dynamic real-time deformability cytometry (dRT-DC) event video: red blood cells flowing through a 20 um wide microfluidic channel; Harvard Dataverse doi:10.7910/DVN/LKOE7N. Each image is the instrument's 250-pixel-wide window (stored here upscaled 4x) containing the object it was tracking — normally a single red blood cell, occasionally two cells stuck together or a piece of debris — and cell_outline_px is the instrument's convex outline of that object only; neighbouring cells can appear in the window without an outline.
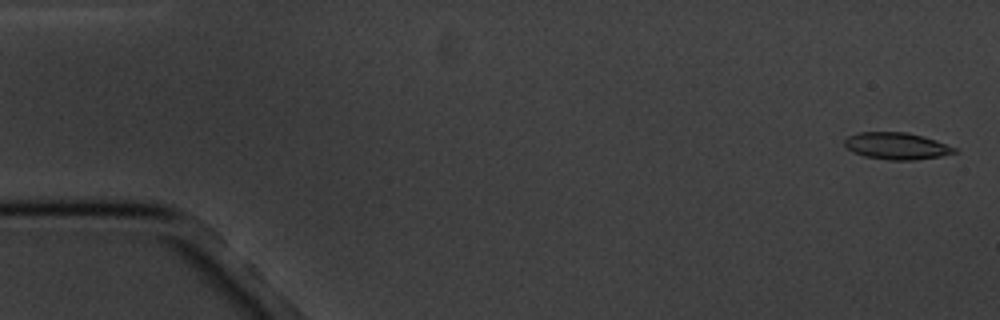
{"species": "common noctule bat (a hibernating species)", "species_latin": "Nyctalus noctula", "temperature_condition": "cold", "stored_images_in_passage": 6, "camera_frame_rate_fps": 3000, "um_per_image_px": 0.085, "animal": {"sex": "male", "body_mass_g": 20.1, "forearm_length_mm": 53.5}, "frame": {"image": 1, "passage_image": 1, "time_ms": 0.0, "image_size_px": [1000, 320], "cell_outline_px": [[960, 152], [940, 156], [912, 160], [888, 160], [864, 156], [852, 152], [844, 144], [844, 140], [848, 136], [856, 132], [908, 132], [924, 136], [936, 140], [956, 148]], "centroid_in_image_um": [76.21, 12.4], "position_along_channel_um": 8.8, "area_um2": 17.34}}
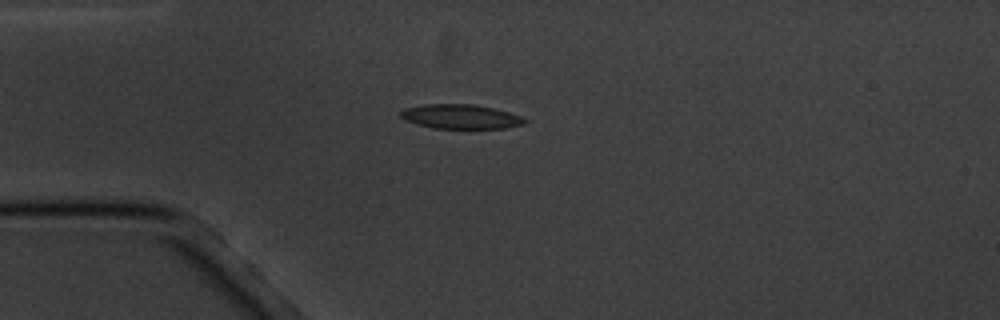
{"frame": {"image": 2, "passage_image": 4, "time_ms": 4.333, "image_size_px": [1000, 320], "cell_outline_px": [[528, 120], [524, 124], [504, 128], [432, 128], [416, 124], [400, 116], [400, 112], [404, 108], [424, 104], [476, 104], [508, 112], [520, 116]], "centroid_in_image_um": [39.15, 9.9], "position_along_channel_um": 45.9, "area_um2": 17.51}}
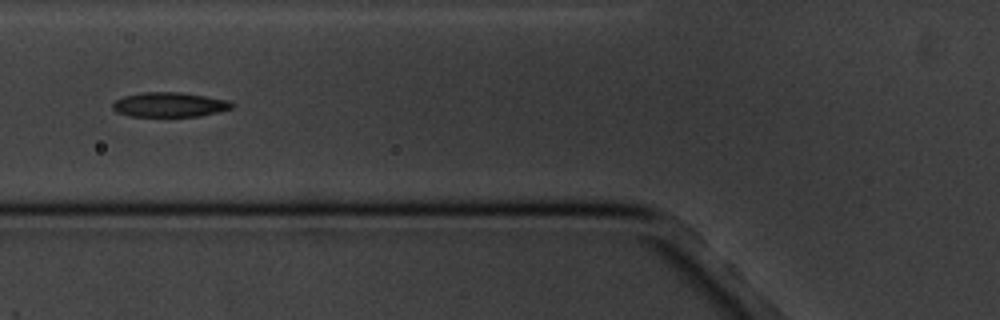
{"frame": {"image": 3, "passage_image": 6, "time_ms": 6.667, "image_size_px": [1000, 320], "cell_outline_px": [[236, 104], [232, 108], [200, 116], [128, 116], [116, 112], [112, 108], [112, 104], [116, 100], [124, 96], [140, 92], [180, 92], [228, 100]], "centroid_in_image_um": [14.39, 8.89], "position_along_channel_um": 111.4, "area_um2": 17.11}}